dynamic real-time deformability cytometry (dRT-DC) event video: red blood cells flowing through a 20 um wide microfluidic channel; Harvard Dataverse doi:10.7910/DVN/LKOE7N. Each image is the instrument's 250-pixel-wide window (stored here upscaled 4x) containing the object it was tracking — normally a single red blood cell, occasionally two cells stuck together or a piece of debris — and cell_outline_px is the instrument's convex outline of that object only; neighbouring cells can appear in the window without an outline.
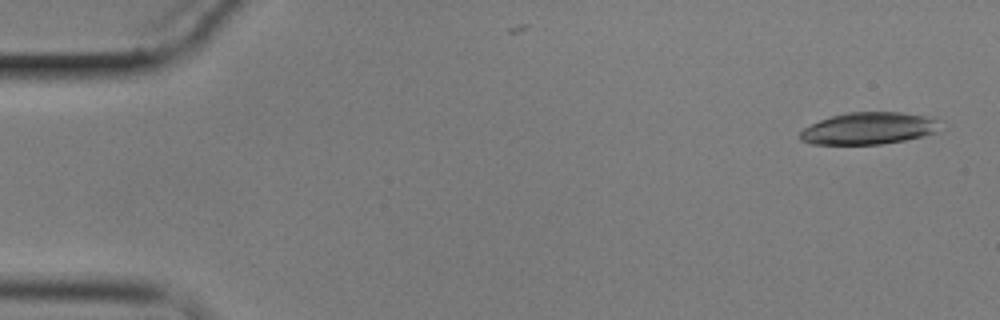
{"species": "common noctule bat (a hibernating species)", "species_latin": "Nyctalus noctula", "temperature_condition": "cold", "stored_images_in_passage": 6, "camera_frame_rate_fps": 3000, "um_per_image_px": 0.085, "animal": {"sex": "male", "body_mass_g": 17.9}, "frame": {"image": 1, "passage_image": 1, "time_ms": 0.0, "image_size_px": [1000, 320], "cell_outline_px": [[944, 120], [940, 132], [924, 136], [904, 140], [880, 144], [812, 144], [800, 140], [800, 132], [804, 128], [820, 120], [832, 116], [848, 112], [900, 112], [932, 116]], "centroid_in_image_um": [73.98, 10.9], "position_along_channel_um": 11.0, "area_um2": 26.59}}
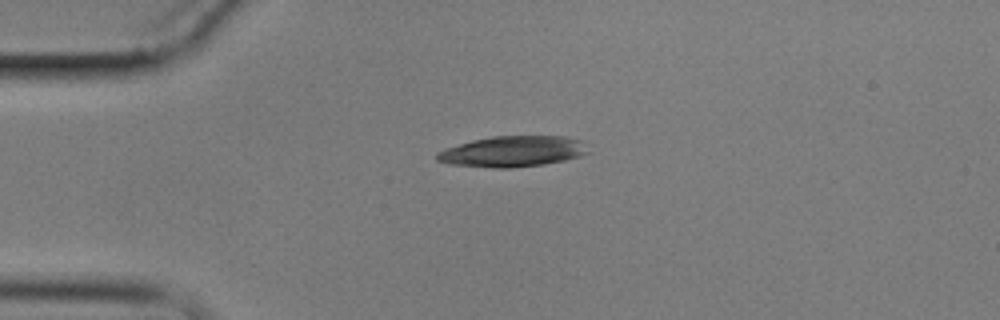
{"frame": {"image": 2, "passage_image": 4, "time_ms": 3.667, "image_size_px": [1000, 320], "cell_outline_px": [[592, 152], [580, 156], [564, 160], [544, 164], [512, 168], [492, 168], [452, 164], [436, 160], [436, 152], [444, 148], [472, 140], [492, 136], [564, 136], [580, 140]], "centroid_in_image_um": [43.58, 12.87], "position_along_channel_um": 41.4, "area_um2": 27.28}}
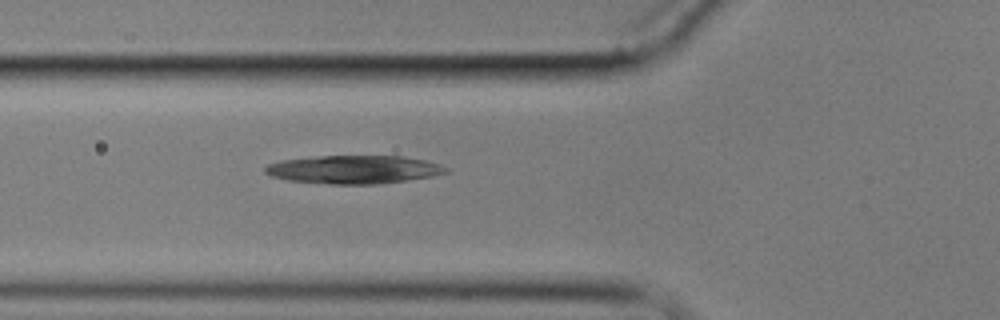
{"frame": {"image": 3, "passage_image": 6, "time_ms": 6.0, "image_size_px": [1000, 320], "cell_outline_px": [[448, 172], [432, 176], [408, 180], [376, 184], [328, 184], [288, 180], [272, 176], [264, 172], [264, 168], [268, 164], [280, 160], [320, 156], [400, 156], [424, 160], [440, 164], [448, 168]], "centroid_in_image_um": [30.06, 14.41], "position_along_channel_um": 95.7, "area_um2": 29.71}}